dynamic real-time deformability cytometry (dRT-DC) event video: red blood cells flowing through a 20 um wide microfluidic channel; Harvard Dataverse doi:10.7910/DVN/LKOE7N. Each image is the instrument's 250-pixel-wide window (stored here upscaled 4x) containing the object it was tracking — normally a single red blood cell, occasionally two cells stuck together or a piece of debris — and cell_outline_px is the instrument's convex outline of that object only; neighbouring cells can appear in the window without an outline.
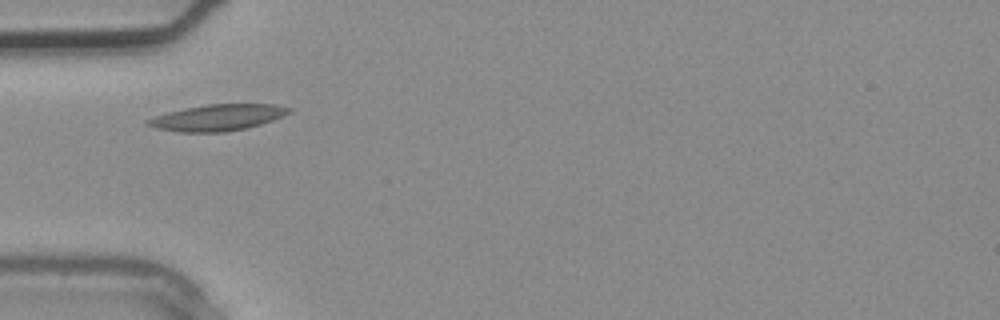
{"species": "common noctule bat (a hibernating species)", "species_latin": "Nyctalus noctula", "temperature_condition": "warm", "stored_images_in_passage": 2, "camera_frame_rate_fps": 3000, "um_per_image_px": 0.085, "animal": {"sex": "male", "body_mass_g": 20.4}, "frame": {"image": 1, "passage_image": 2, "time_ms": 0.333, "image_size_px": [1000, 320], "cell_outline_px": [[292, 112], [284, 116], [260, 124], [244, 128], [224, 132], [180, 132], [156, 128], [144, 124], [148, 120], [156, 116], [168, 112], [184, 108], [208, 104], [276, 104], [292, 108]], "centroid_in_image_um": [18.53, 9.98], "position_along_channel_um": 66.5, "area_um2": 21.5}}